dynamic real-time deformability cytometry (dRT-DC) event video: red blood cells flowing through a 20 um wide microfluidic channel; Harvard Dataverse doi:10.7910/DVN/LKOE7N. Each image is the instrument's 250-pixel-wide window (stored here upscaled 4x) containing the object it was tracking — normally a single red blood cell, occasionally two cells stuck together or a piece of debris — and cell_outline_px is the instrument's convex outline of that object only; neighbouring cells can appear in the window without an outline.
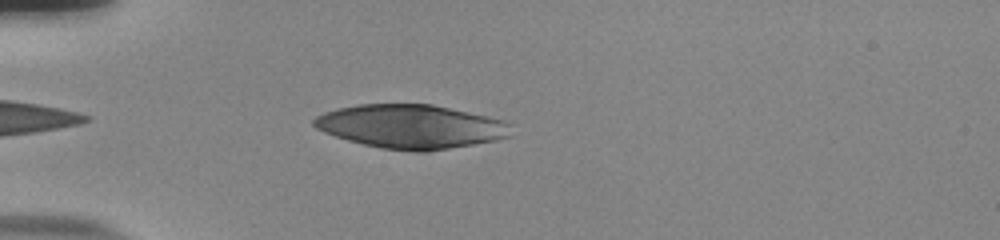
{"species": "human", "species_latin": "Homo sapiens", "temperature_condition": "room temperature", "stored_images_in_passage": 37, "camera_frame_rate_fps": 3000, "um_per_image_px": 0.085, "donor": {"sex": "male"}, "frame": {"image": 1, "passage_image": 3, "time_ms": 0.667, "image_size_px": [1000, 240], "cell_outline_px": [[512, 136], [496, 140], [428, 152], [412, 152], [380, 148], [348, 140], [324, 132], [316, 128], [312, 124], [312, 120], [316, 116], [324, 112], [336, 108], [356, 104], [432, 104], [504, 120], [512, 124]], "centroid_in_image_um": [34.94, 10.76], "position_along_channel_um": 50.1, "area_um2": 50.69}}
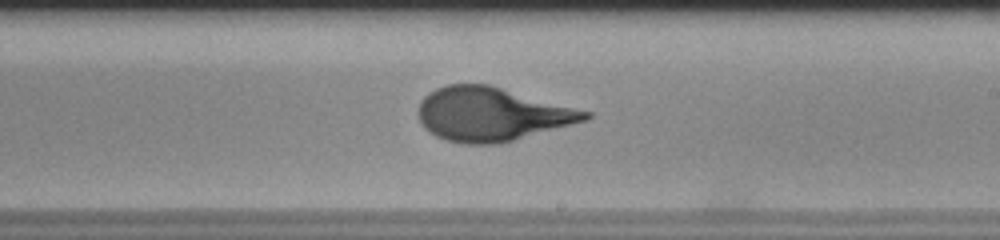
{"frame": {"image": 2, "passage_image": 20, "time_ms": 6.333, "image_size_px": [1000, 240], "cell_outline_px": [[592, 116], [588, 120], [500, 144], [464, 144], [448, 140], [436, 136], [428, 132], [424, 128], [416, 112], [420, 100], [428, 92], [436, 88], [448, 84], [488, 84], [592, 112]], "centroid_in_image_um": [41.77, 9.71], "position_along_channel_um": 247.2, "area_um2": 52.42}}
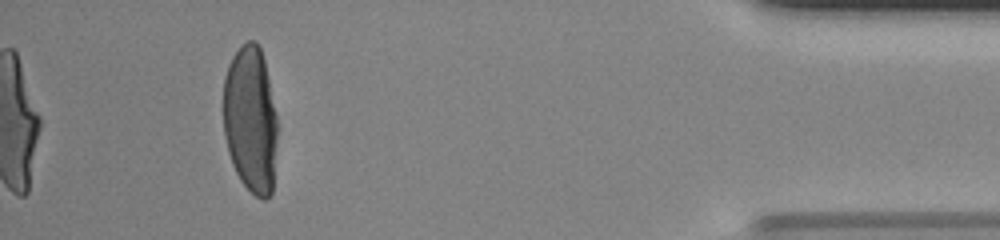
{"frame": {"image": 3, "passage_image": 37, "time_ms": 12.0, "image_size_px": [1000, 240], "cell_outline_px": [[276, 140], [272, 192], [264, 200], [256, 196], [240, 180], [232, 164], [228, 152], [224, 132], [224, 76], [228, 64], [232, 56], [240, 44], [248, 40], [256, 40], [260, 48], [264, 60], [276, 116]], "centroid_in_image_um": [21.27, 10.12], "position_along_channel_um": 413.9, "area_um2": 46.07}}